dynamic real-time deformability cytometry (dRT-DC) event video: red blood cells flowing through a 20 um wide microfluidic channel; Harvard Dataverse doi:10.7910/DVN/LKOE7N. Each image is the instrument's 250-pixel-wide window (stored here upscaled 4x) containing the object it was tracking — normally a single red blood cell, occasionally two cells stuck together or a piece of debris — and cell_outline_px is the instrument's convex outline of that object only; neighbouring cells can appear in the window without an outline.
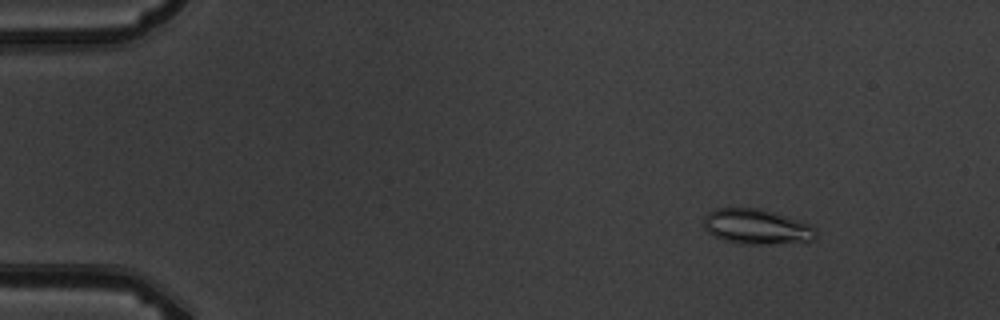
{"species": "common noctule bat (a hibernating species)", "species_latin": "Nyctalus noctula", "temperature_condition": "warm", "stored_images_in_passage": 7, "camera_frame_rate_fps": 3000, "um_per_image_px": 0.085, "animal": {"sex": "male", "body_mass_g": 19.5, "forearm_length_mm": 54.6}, "frame": {"image": 1, "passage_image": 3, "time_ms": 2.333, "image_size_px": [1000, 320], "cell_outline_px": [[816, 236], [812, 240], [760, 244], [748, 244], [724, 240], [708, 232], [704, 228], [704, 216], [708, 212], [716, 208], [760, 208], [808, 224], [816, 228]], "centroid_in_image_um": [64.26, 19.25], "position_along_channel_um": 20.7, "area_um2": 22.43}}
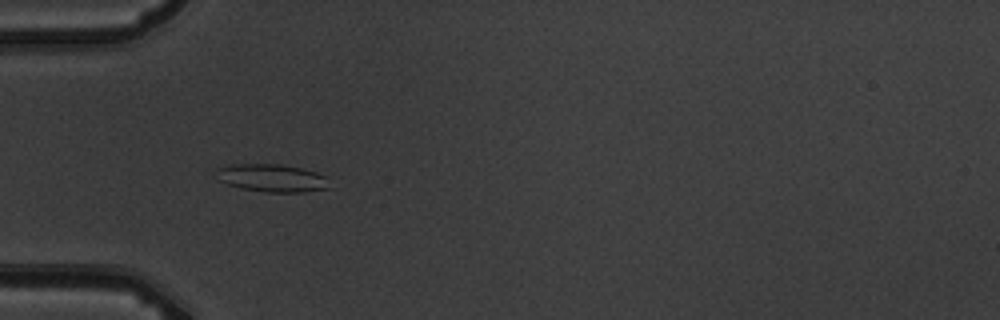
{"frame": {"image": 2, "passage_image": 6, "time_ms": 6.0, "image_size_px": [1000, 320], "cell_outline_px": [[328, 188], [304, 192], [264, 192], [240, 188], [228, 184], [220, 180], [212, 172], [216, 168], [228, 164], [280, 164], [300, 168], [316, 172], [328, 176]], "centroid_in_image_um": [23.07, 15.12], "position_along_channel_um": 61.9, "area_um2": 18.55}}
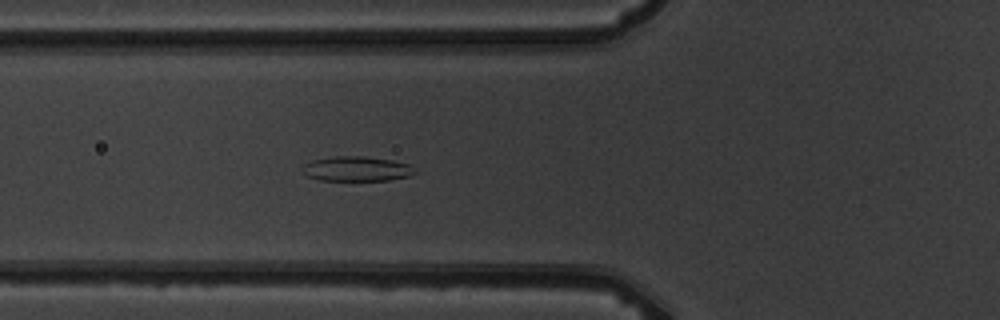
{"frame": {"image": 3, "passage_image": 7, "time_ms": 7.0, "image_size_px": [1000, 320], "cell_outline_px": [[420, 172], [412, 176], [388, 180], [320, 180], [308, 176], [300, 168], [304, 164], [312, 160], [336, 156], [364, 156], [392, 160], [408, 164], [416, 168]], "centroid_in_image_um": [30.38, 14.35], "position_along_channel_um": 95.4, "area_um2": 16.42}}